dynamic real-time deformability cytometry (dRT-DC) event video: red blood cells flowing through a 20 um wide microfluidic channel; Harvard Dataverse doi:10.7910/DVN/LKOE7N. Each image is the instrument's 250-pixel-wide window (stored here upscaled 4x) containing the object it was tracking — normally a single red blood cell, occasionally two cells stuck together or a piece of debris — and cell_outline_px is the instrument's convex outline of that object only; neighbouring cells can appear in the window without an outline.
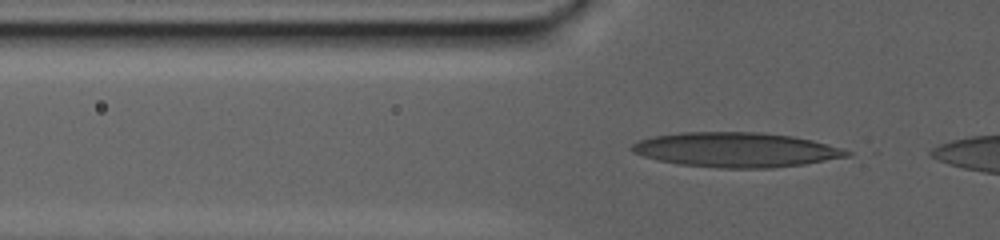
{"species": "human", "species_latin": "Homo sapiens", "temperature_condition": "warm", "stored_images_in_passage": 60, "camera_frame_rate_fps": 3000, "um_per_image_px": 0.085, "donor": {"sex": "male"}, "frame": {"image": 1, "passage_image": 5, "time_ms": 1.333, "image_size_px": [1000, 240], "cell_outline_px": [[852, 156], [804, 164], [772, 168], [720, 168], [680, 164], [656, 160], [632, 152], [628, 148], [632, 144], [640, 140], [652, 136], [680, 132], [760, 132], [792, 136], [812, 140], [828, 144], [852, 152]], "centroid_in_image_um": [62.55, 12.73], "position_along_channel_um": 63.2, "area_um2": 43.64}}
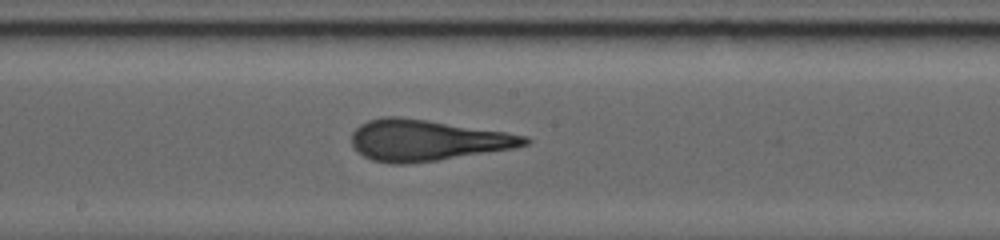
{"frame": {"image": 2, "passage_image": 27, "time_ms": 8.667, "image_size_px": [1000, 240], "cell_outline_px": [[532, 140], [528, 144], [516, 148], [436, 160], [404, 164], [388, 164], [372, 160], [356, 152], [352, 144], [352, 132], [360, 124], [368, 120], [384, 116], [400, 116], [428, 120], [504, 132], [528, 136]], "centroid_in_image_um": [36.26, 11.92], "position_along_channel_um": 211.9, "area_um2": 41.44}}
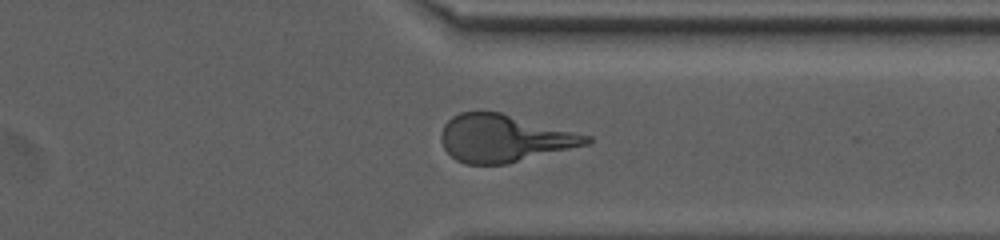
{"frame": {"image": 3, "passage_image": 49, "time_ms": 16.0, "image_size_px": [1000, 240], "cell_outline_px": [[592, 140], [588, 144], [508, 164], [464, 164], [456, 160], [444, 148], [440, 140], [440, 132], [444, 124], [452, 116], [460, 112], [500, 112], [592, 136]], "centroid_in_image_um": [42.82, 11.76], "position_along_channel_um": 368.6, "area_um2": 40.11}}